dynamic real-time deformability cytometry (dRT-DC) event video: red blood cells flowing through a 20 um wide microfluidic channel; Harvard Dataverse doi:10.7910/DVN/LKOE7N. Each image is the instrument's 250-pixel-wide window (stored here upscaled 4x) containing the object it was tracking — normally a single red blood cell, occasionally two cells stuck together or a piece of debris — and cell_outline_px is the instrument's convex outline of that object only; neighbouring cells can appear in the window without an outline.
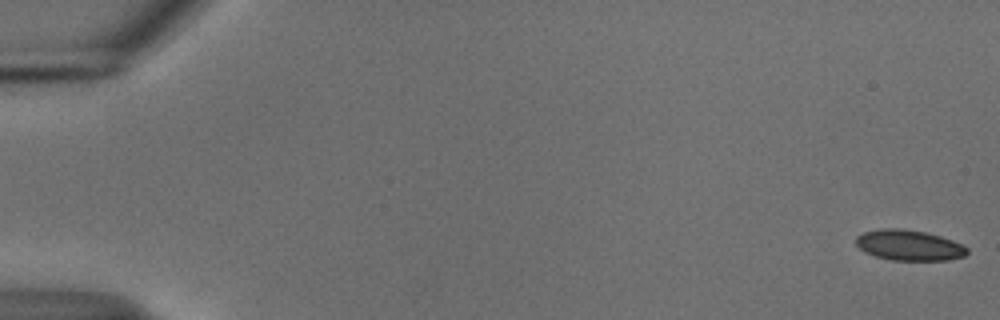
{"species": "common noctule bat (a hibernating species)", "species_latin": "Nyctalus noctula", "temperature_condition": "cold", "stored_images_in_passage": 55, "camera_frame_rate_fps": 3000, "um_per_image_px": 0.085, "animal": {"sex": "male", "body_mass_g": 18.8}, "frame": {"image": 1, "passage_image": 1, "time_ms": 0.0, "image_size_px": [1000, 320], "cell_outline_px": [[968, 252], [964, 256], [948, 260], [892, 260], [876, 256], [864, 252], [856, 244], [856, 236], [864, 232], [880, 228], [900, 228], [924, 232], [940, 236], [964, 244], [968, 248]], "centroid_in_image_um": [77.28, 20.84], "position_along_channel_um": 7.7, "area_um2": 19.83}}
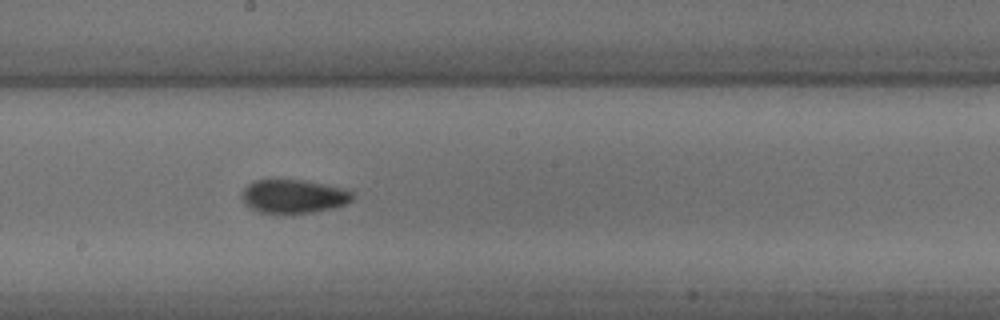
{"frame": {"image": 2, "passage_image": 31, "time_ms": 10.0, "image_size_px": [1000, 320], "cell_outline_px": [[352, 200], [348, 204], [332, 208], [312, 212], [288, 216], [284, 216], [260, 212], [248, 208], [240, 196], [244, 188], [248, 184], [256, 180], [304, 180], [348, 188], [352, 192]], "centroid_in_image_um": [24.95, 16.72], "position_along_channel_um": 223.3, "area_um2": 22.48}}
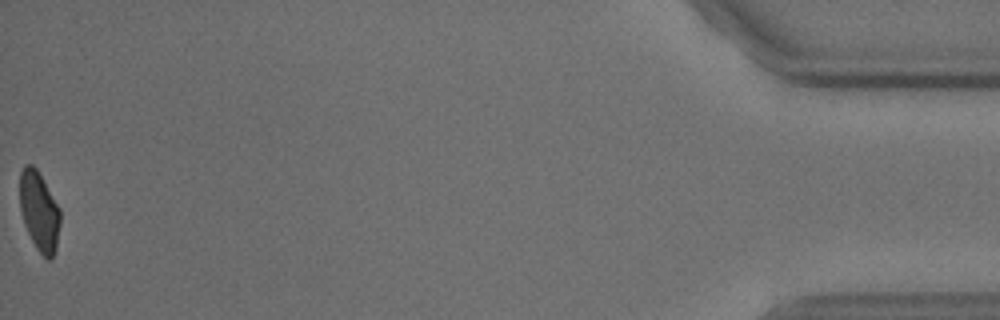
{"frame": {"image": 3, "passage_image": 55, "time_ms": 18.0, "image_size_px": [1000, 320], "cell_outline_px": [[60, 224], [56, 248], [52, 256], [48, 260], [36, 248], [24, 224], [20, 208], [20, 172], [24, 164], [32, 164], [36, 168], [60, 208]], "centroid_in_image_um": [3.33, 17.93], "position_along_channel_um": 431.9, "area_um2": 18.55}, "authors_computed_cell_mechanics": {"area_um2": 20.6346, "velocity_mm_per_s": 3.7359, "shape_relaxation_time_tau1_ms": 4.1255, "shape_relaxation_time_tau2_ms": 8.8287, "deformation_change_tau1": 0.0915, "deformation_change_tau2": 0.0896}}